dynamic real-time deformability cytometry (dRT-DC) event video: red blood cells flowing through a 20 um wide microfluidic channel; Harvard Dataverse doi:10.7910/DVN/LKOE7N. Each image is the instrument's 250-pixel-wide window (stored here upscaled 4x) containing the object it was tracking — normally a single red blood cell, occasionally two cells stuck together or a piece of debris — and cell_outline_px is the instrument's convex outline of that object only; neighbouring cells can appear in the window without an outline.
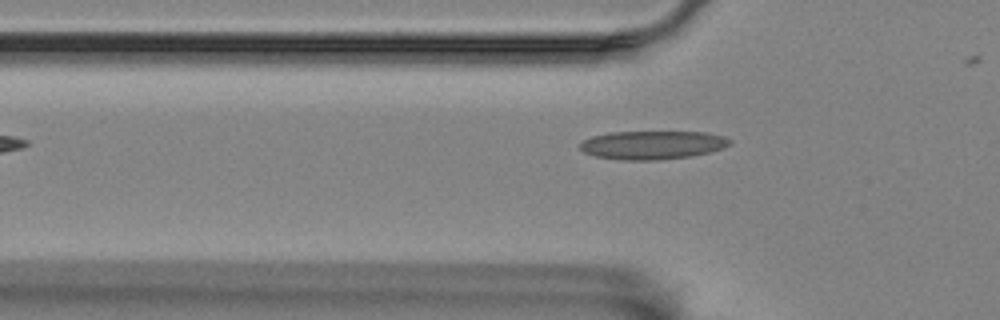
{"species": "Egyptian fruit bat (a non-hibernating species)", "species_latin": "Rousettus aegyptiacus", "temperature_condition": "room temperature", "stored_images_in_passage": 4, "camera_frame_rate_fps": 3000, "um_per_image_px": 0.085, "animal": {"sex": "female"}, "frame": {"image": 1, "passage_image": 4, "time_ms": 1.0, "image_size_px": [1000, 320], "cell_outline_px": [[732, 144], [724, 148], [708, 152], [688, 156], [660, 160], [620, 160], [596, 156], [584, 152], [580, 148], [580, 144], [584, 140], [592, 136], [608, 132], [704, 132], [724, 136], [732, 140]], "centroid_in_image_um": [55.47, 12.32], "position_along_channel_um": 70.3, "area_um2": 24.85}}